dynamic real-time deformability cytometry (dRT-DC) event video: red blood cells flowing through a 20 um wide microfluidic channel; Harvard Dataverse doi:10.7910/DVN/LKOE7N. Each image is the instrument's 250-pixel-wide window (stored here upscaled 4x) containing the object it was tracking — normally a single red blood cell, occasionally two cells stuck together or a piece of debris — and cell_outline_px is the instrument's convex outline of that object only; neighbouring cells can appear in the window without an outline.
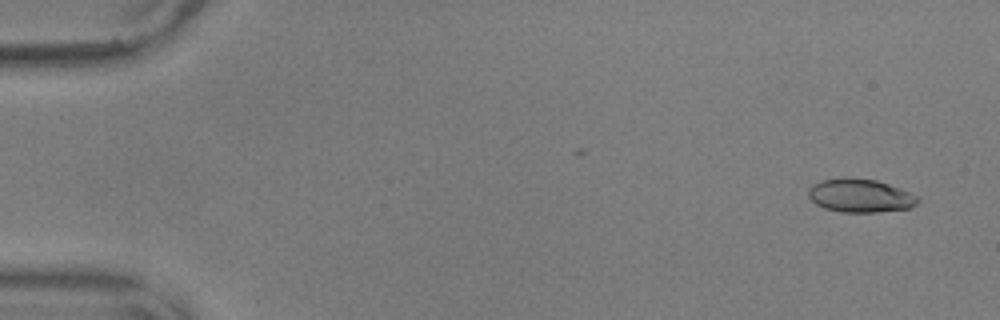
{"species": "common noctule bat (a hibernating species)", "species_latin": "Nyctalus noctula", "temperature_condition": "warm", "stored_images_in_passage": 55, "camera_frame_rate_fps": 3000, "um_per_image_px": 0.085, "animal": {"sex": "male", "body_mass_g": 17.9, "forearm_length_mm": 54.2}, "frame": {"image": 1, "passage_image": 2, "time_ms": 0.333, "image_size_px": [1000, 320], "cell_outline_px": [[920, 200], [912, 208], [876, 212], [840, 212], [824, 208], [816, 204], [808, 196], [808, 188], [812, 184], [820, 180], [844, 176], [848, 176], [876, 180], [888, 184], [908, 192], [916, 196]], "centroid_in_image_um": [73.07, 16.61], "position_along_channel_um": 11.9, "area_um2": 21.56}}
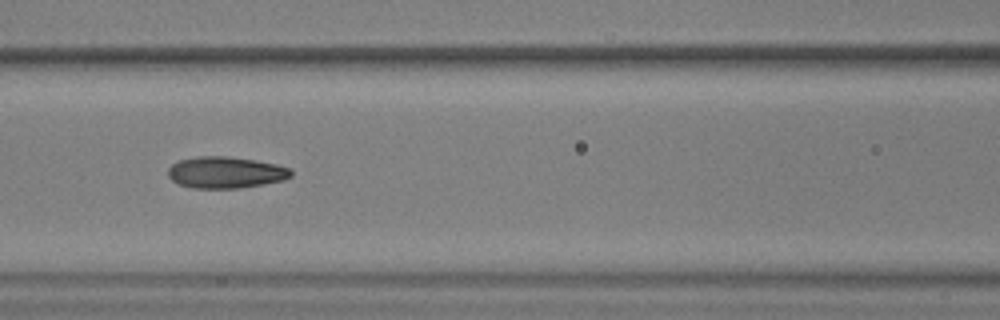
{"frame": {"image": 2, "passage_image": 24, "time_ms": 7.667, "image_size_px": [1000, 320], "cell_outline_px": [[292, 176], [284, 180], [264, 184], [240, 188], [192, 188], [180, 184], [172, 180], [168, 176], [168, 168], [172, 164], [180, 160], [196, 156], [224, 156], [252, 160], [276, 164], [288, 168], [292, 172]], "centroid_in_image_um": [19.16, 14.66], "position_along_channel_um": 147.4, "area_um2": 22.48}}
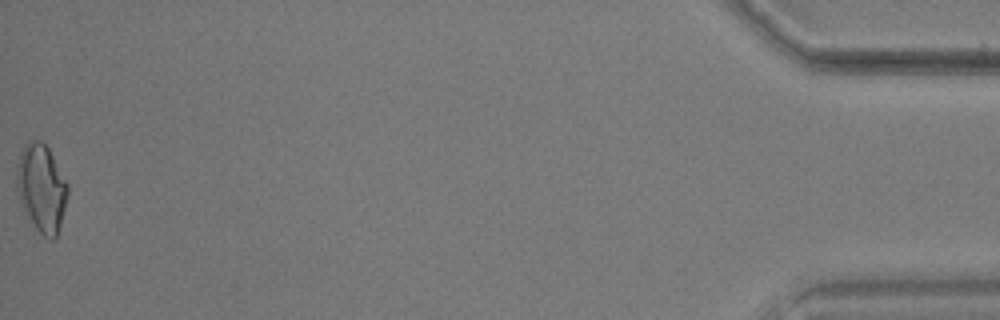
{"frame": {"image": 3, "passage_image": 55, "time_ms": 18.0, "image_size_px": [1000, 320], "cell_outline_px": [[68, 196], [60, 224], [56, 236], [52, 240], [48, 240], [36, 228], [24, 212], [20, 200], [16, 184], [16, 164], [20, 152], [24, 144], [28, 140], [40, 140], [48, 148], [68, 184]], "centroid_in_image_um": [3.51, 15.96], "position_along_channel_um": 431.7, "area_um2": 26.07}, "authors_computed_cell_mechanics": {"area_um2": 22.1952, "velocity_mm_per_s": 3.6364, "shape_relaxation_time_tau1_ms": 6.7432, "shape_relaxation_time_tau2_ms": 1.5317, "deformation_change_tau1": 0.1712, "deformation_change_tau2": 0.0808}}